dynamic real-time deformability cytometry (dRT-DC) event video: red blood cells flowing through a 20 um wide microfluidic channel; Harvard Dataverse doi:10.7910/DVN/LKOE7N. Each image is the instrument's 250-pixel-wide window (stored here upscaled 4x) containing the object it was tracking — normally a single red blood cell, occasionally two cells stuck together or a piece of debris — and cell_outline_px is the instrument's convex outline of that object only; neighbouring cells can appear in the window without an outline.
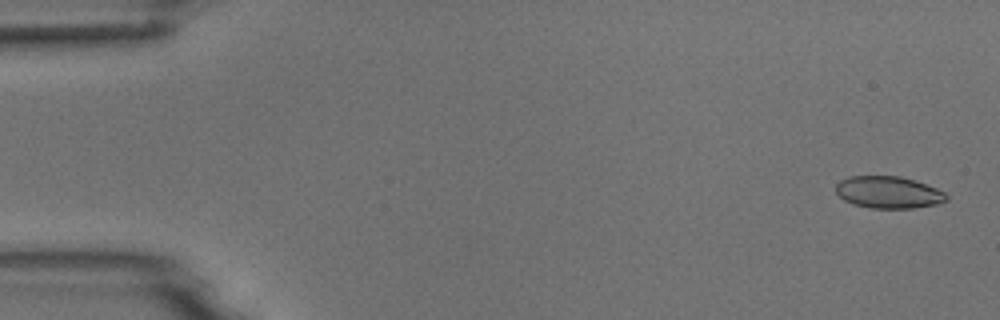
{"species": "common noctule bat (a hibernating species)", "species_latin": "Nyctalus noctula", "temperature_condition": "room temperature", "stored_images_in_passage": 5, "camera_frame_rate_fps": 3000, "um_per_image_px": 0.085, "animal": {"sex": "male", "body_mass_g": 18.8}, "frame": {"image": 1, "passage_image": 1, "time_ms": 0.0, "image_size_px": [1000, 320], "cell_outline_px": [[948, 200], [936, 204], [912, 208], [868, 208], [852, 204], [844, 200], [836, 192], [836, 184], [840, 180], [848, 176], [900, 176], [936, 188], [944, 192], [948, 196]], "centroid_in_image_um": [75.49, 16.35], "position_along_channel_um": 9.5, "area_um2": 20.58}}